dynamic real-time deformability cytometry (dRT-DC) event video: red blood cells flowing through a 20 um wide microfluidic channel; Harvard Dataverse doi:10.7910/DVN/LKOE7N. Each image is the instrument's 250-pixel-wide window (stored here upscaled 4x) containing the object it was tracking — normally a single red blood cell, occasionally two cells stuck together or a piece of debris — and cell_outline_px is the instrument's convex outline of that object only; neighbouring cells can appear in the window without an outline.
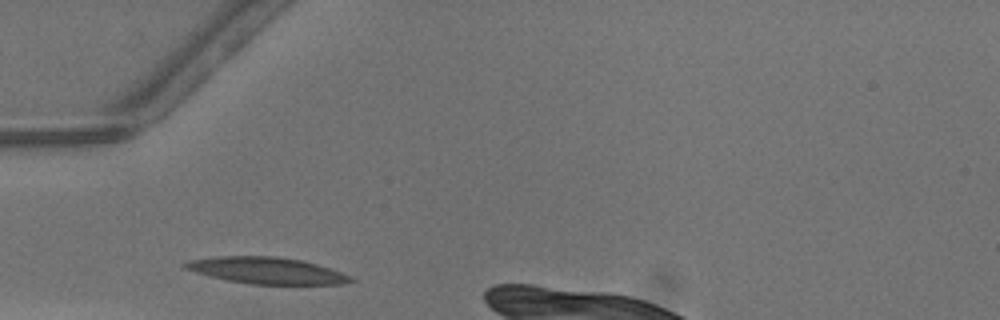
{"species": "common noctule bat (a hibernating species)", "species_latin": "Nyctalus noctula", "temperature_condition": "warm", "stored_images_in_passage": 12, "camera_frame_rate_fps": 3000, "um_per_image_px": 0.085, "animal": {"sex": "male", "body_mass_g": 13.3}, "frame": {"image": 1, "passage_image": 1, "time_ms": 0.0, "image_size_px": [1000, 320], "cell_outline_px": [[356, 280], [344, 284], [248, 284], [208, 276], [184, 268], [180, 264], [188, 260], [216, 256], [276, 256], [304, 260], [352, 276]], "centroid_in_image_um": [22.64, 22.99], "position_along_channel_um": 62.4, "area_um2": 25.72}}
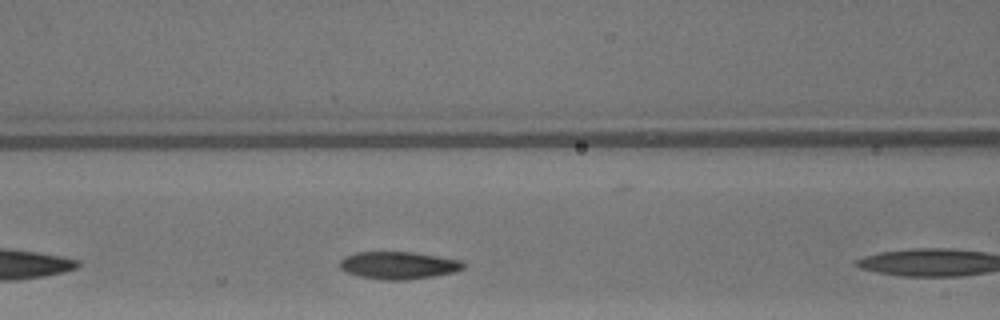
{"frame": {"image": 2, "passage_image": 3, "time_ms": 0.667, "image_size_px": [1000, 320], "cell_outline_px": [[468, 264], [464, 268], [452, 272], [432, 276], [404, 280], [384, 280], [360, 276], [344, 272], [340, 268], [340, 260], [344, 256], [356, 252], [416, 252], [464, 260]], "centroid_in_image_um": [33.89, 22.54], "position_along_channel_um": 132.7, "area_um2": 20.0}}